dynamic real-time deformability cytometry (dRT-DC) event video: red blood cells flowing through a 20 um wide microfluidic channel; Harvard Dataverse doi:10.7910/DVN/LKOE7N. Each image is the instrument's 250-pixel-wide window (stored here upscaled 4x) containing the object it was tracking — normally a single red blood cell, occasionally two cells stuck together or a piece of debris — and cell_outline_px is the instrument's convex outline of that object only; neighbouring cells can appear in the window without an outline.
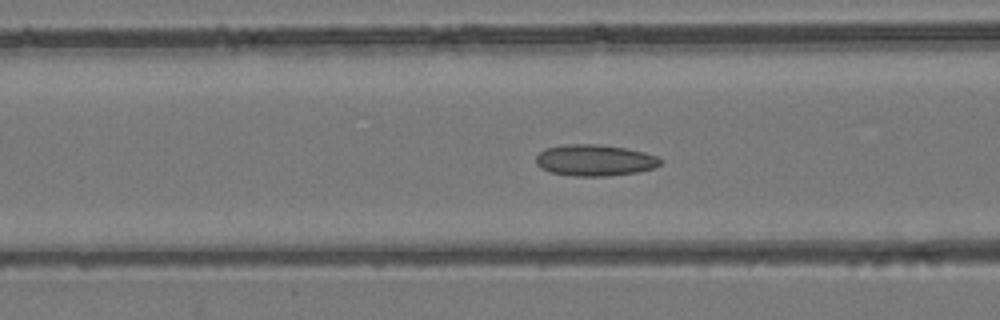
{"species": "common noctule bat (a hibernating species)", "species_latin": "Nyctalus noctula", "temperature_condition": "room temperature", "stored_images_in_passage": 38, "camera_frame_rate_fps": 3000, "um_per_image_px": 0.085, "animal": {"sex": "female", "body_mass_g": 24.6, "forearm_length_mm": 56.2}, "frame": {"image": 1, "passage_image": 20, "time_ms": 6.333, "image_size_px": [1000, 320], "cell_outline_px": [[660, 164], [652, 168], [636, 172], [608, 176], [576, 176], [552, 172], [540, 168], [536, 164], [536, 156], [544, 148], [564, 144], [596, 144], [624, 148], [644, 152], [656, 156], [660, 160]], "centroid_in_image_um": [50.5, 13.61], "position_along_channel_um": 116.1, "area_um2": 22.54}}
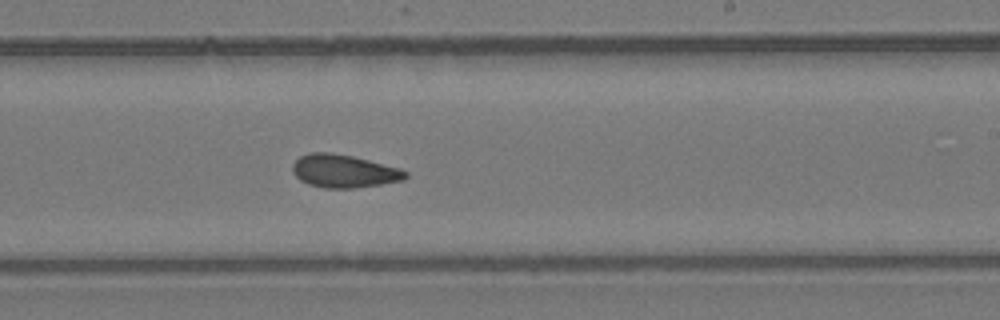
{"frame": {"image": 2, "passage_image": 30, "time_ms": 9.667, "image_size_px": [1000, 320], "cell_outline_px": [[408, 176], [404, 180], [380, 184], [352, 188], [324, 188], [308, 184], [300, 180], [292, 172], [292, 164], [300, 156], [308, 152], [332, 152], [352, 156], [400, 168], [408, 172]], "centroid_in_image_um": [29.21, 14.54], "position_along_channel_um": 259.8, "area_um2": 21.79}}
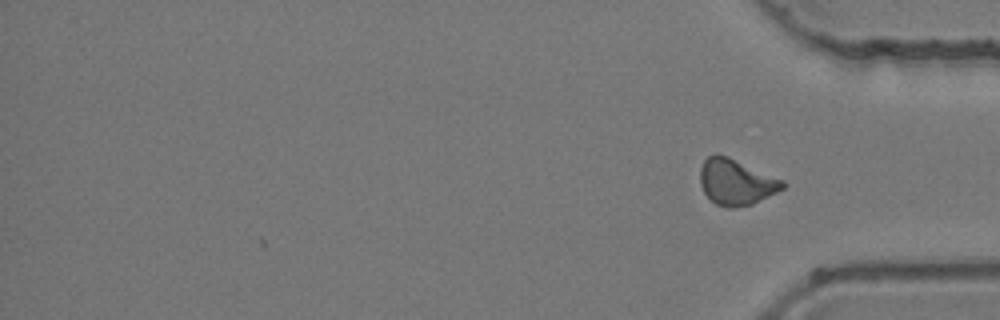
{"frame": {"image": 3, "passage_image": 38, "time_ms": 12.333, "image_size_px": [1000, 320], "cell_outline_px": [[788, 184], [784, 188], [752, 204], [736, 208], [728, 208], [716, 204], [704, 192], [700, 184], [700, 168], [704, 160], [708, 156], [716, 152], [728, 156], [784, 180]], "centroid_in_image_um": [62.57, 15.46], "position_along_channel_um": 372.6, "area_um2": 22.2}}